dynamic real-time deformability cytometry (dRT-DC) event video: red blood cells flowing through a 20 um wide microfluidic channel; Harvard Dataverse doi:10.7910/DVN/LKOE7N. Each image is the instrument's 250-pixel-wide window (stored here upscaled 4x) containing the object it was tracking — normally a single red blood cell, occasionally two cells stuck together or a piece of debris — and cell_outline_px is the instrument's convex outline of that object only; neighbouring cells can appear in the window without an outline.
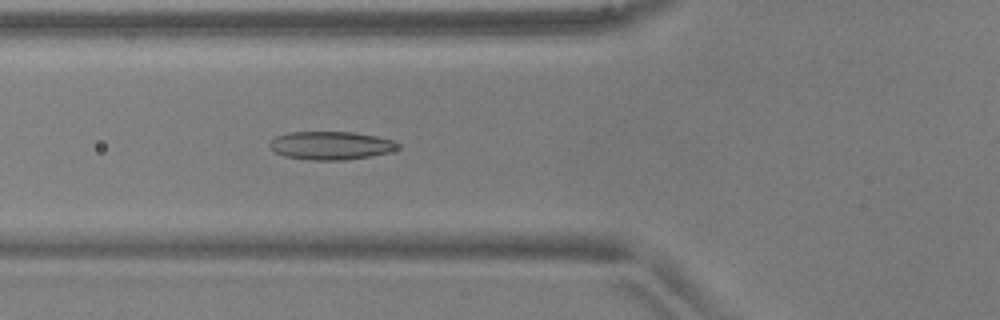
{"species": "common noctule bat (a hibernating species)", "species_latin": "Nyctalus noctula", "temperature_condition": "warm", "stored_images_in_passage": 42, "camera_frame_rate_fps": 3000, "um_per_image_px": 0.085, "animal": {"sex": "male", "body_mass_g": 17.9, "forearm_length_mm": 54.2}, "frame": {"image": 1, "passage_image": 10, "time_ms": 3.0, "image_size_px": [1000, 320], "cell_outline_px": [[400, 148], [388, 152], [372, 156], [344, 160], [312, 160], [284, 156], [276, 152], [268, 144], [276, 136], [288, 132], [352, 132], [376, 136], [396, 140], [400, 144]], "centroid_in_image_um": [28.17, 12.36], "position_along_channel_um": 97.6, "area_um2": 21.15}}
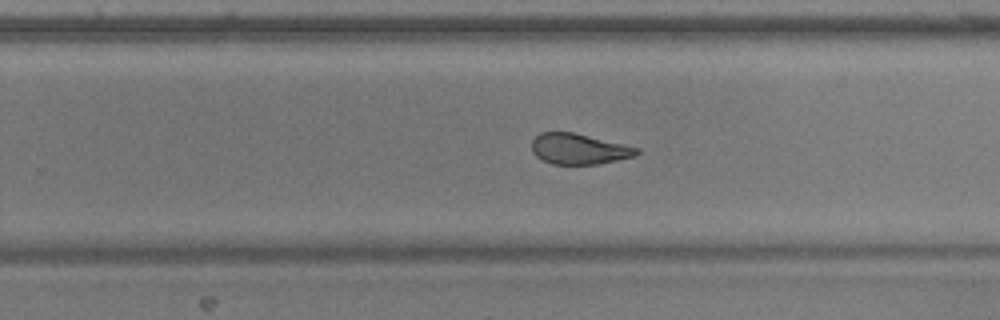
{"frame": {"image": 2, "passage_image": 24, "time_ms": 7.667, "image_size_px": [1000, 320], "cell_outline_px": [[640, 152], [636, 156], [596, 164], [552, 164], [536, 156], [532, 152], [532, 140], [540, 132], [572, 132], [640, 148]], "centroid_in_image_um": [49.2, 12.66], "position_along_channel_um": 280.6, "area_um2": 18.61}}
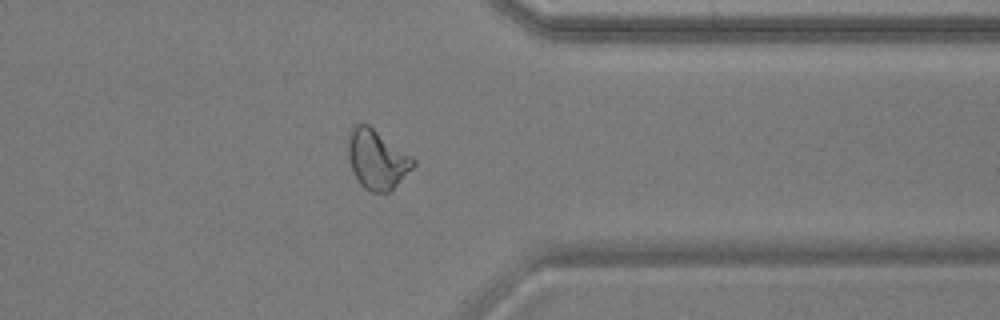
{"frame": {"image": 3, "passage_image": 32, "time_ms": 10.333, "image_size_px": [1000, 320], "cell_outline_px": [[416, 164], [392, 192], [372, 192], [364, 188], [360, 184], [352, 168], [348, 156], [348, 140], [352, 128], [356, 124], [368, 124], [412, 156], [416, 160]], "centroid_in_image_um": [32.08, 13.57], "position_along_channel_um": 379.3, "area_um2": 22.48}, "authors_computed_cell_mechanics": {"area_um2": 20.6346, "velocity_mm_per_s": 3.915, "shape_relaxation_time_tau1_ms": null, "shape_relaxation_time_tau2_ms": 1.6879, "deformation_change_tau1": null, "deformation_change_tau2": 0.0772}}